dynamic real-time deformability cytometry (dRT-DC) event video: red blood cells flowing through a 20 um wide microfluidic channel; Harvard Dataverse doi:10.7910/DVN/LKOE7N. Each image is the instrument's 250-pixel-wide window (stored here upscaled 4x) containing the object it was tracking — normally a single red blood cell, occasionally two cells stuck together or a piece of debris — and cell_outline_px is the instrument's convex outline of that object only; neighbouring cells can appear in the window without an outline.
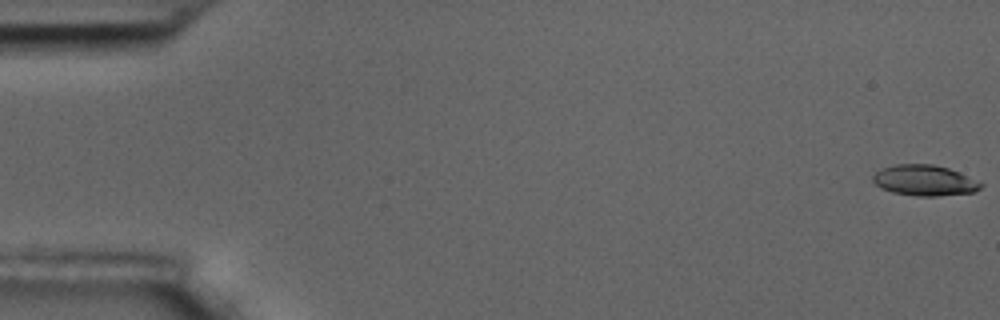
{"species": "common noctule bat (a hibernating species)", "species_latin": "Nyctalus noctula", "temperature_condition": "room temperature", "stored_images_in_passage": 58, "camera_frame_rate_fps": 3000, "um_per_image_px": 0.085, "animal": {"sex": "male", "body_mass_g": 17.5, "forearm_length_mm": 52.3}, "frame": {"image": 1, "passage_image": 1, "time_ms": 0.0, "image_size_px": [1000, 320], "cell_outline_px": [[984, 184], [976, 192], [936, 196], [916, 196], [892, 192], [880, 188], [872, 180], [872, 176], [876, 172], [884, 168], [896, 164], [932, 164], [948, 168], [960, 172]], "centroid_in_image_um": [78.59, 15.34], "position_along_channel_um": 6.4, "area_um2": 19.31}}
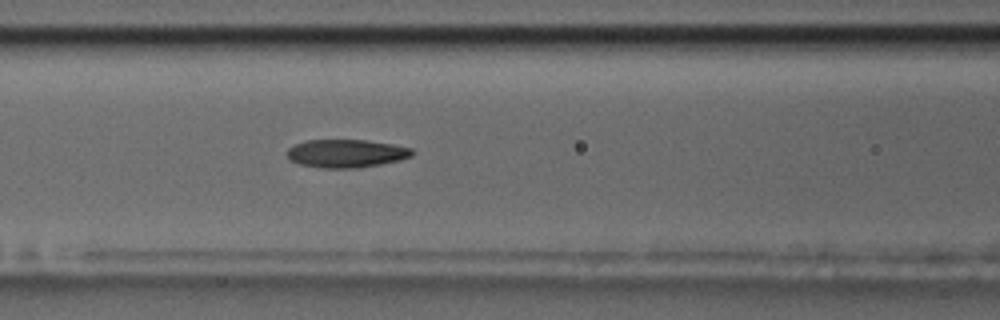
{"frame": {"image": 2, "passage_image": 25, "time_ms": 8.0, "image_size_px": [1000, 320], "cell_outline_px": [[412, 156], [400, 160], [380, 164], [356, 168], [320, 168], [300, 164], [288, 160], [284, 152], [288, 148], [296, 144], [308, 140], [368, 140], [392, 144], [412, 148]], "centroid_in_image_um": [29.38, 13.04], "position_along_channel_um": 137.2, "area_um2": 20.63}}
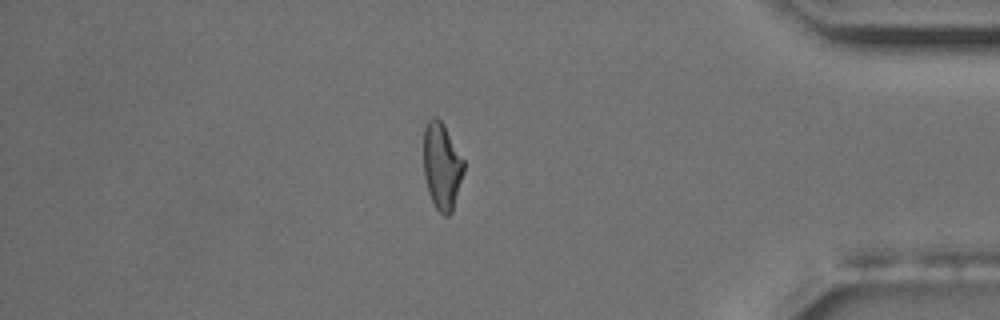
{"frame": {"image": 3, "passage_image": 50, "time_ms": 16.333, "image_size_px": [1000, 320], "cell_outline_px": [[464, 172], [452, 212], [448, 216], [444, 216], [436, 208], [428, 192], [424, 176], [424, 124], [432, 116], [436, 116], [444, 124], [464, 160]], "centroid_in_image_um": [37.55, 14.1], "position_along_channel_um": 397.6, "area_um2": 20.46}, "authors_computed_cell_mechanics": {"area_um2": 20.6346, "velocity_mm_per_s": 3.5258, "shape_relaxation_time_tau1_ms": null, "shape_relaxation_time_tau2_ms": 3.1843, "deformation_change_tau1": null, "deformation_change_tau2": 0.1075}}